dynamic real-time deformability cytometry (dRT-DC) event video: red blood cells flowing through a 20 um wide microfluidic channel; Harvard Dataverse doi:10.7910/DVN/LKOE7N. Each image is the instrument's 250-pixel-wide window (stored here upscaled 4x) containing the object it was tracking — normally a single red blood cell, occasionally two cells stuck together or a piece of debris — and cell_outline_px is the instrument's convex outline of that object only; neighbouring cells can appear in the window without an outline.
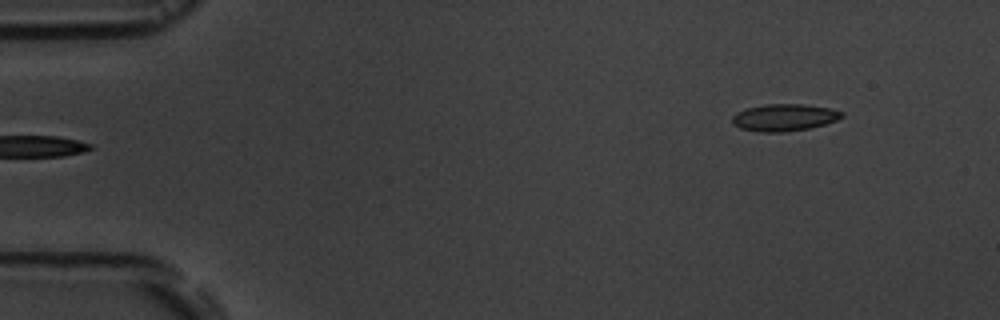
{"species": "common noctule bat (a hibernating species)", "species_latin": "Nyctalus noctula", "temperature_condition": "room temperature", "stored_images_in_passage": 5, "segment_of_instrument_passage": [2, 2], "camera_frame_rate_fps": 3000, "um_per_image_px": 0.085, "animal": {"sex": "male", "body_mass_g": 19.5, "forearm_length_mm": 54.6}, "frame": {"image": 1, "passage_image": 5, "time_ms": 4.667, "image_size_px": [1000, 320], "cell_outline_px": [[844, 116], [836, 120], [812, 128], [784, 132], [760, 132], [740, 128], [732, 124], [732, 116], [736, 112], [748, 108], [764, 104], [804, 104], [828, 108], [844, 112]], "centroid_in_image_um": [66.65, 9.99], "position_along_channel_um": 18.4, "area_um2": 17.34}}